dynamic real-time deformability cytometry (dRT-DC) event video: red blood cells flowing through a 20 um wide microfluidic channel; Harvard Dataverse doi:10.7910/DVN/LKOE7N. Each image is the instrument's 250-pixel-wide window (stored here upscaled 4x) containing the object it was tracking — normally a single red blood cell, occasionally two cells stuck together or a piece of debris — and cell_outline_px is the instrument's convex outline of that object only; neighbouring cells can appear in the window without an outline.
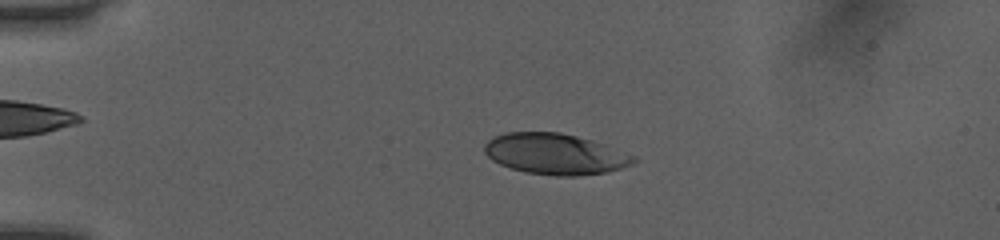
{"species": "human", "species_latin": "Homo sapiens", "temperature_condition": "room temperature", "stored_images_in_passage": 51, "camera_frame_rate_fps": 3000, "um_per_image_px": 0.085, "donor": {"sex": "female"}, "frame": {"image": 1, "passage_image": 12, "time_ms": 3.667, "image_size_px": [1000, 240], "cell_outline_px": [[640, 160], [632, 164], [620, 168], [604, 172], [576, 176], [556, 176], [528, 172], [512, 168], [500, 164], [492, 160], [484, 152], [484, 144], [492, 136], [504, 132], [560, 132], [592, 140], [604, 144], [636, 156]], "centroid_in_image_um": [47.18, 13.07], "position_along_channel_um": 37.8, "area_um2": 35.55}}
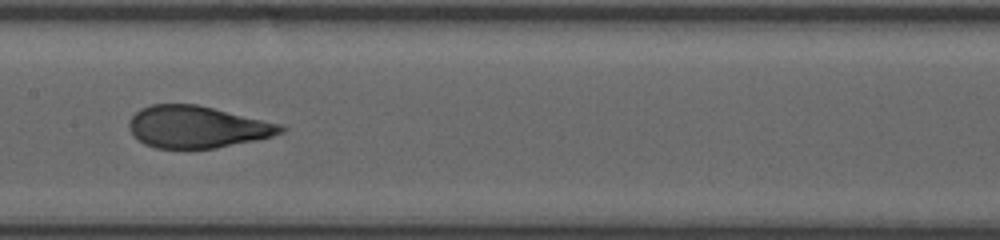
{"frame": {"image": 2, "passage_image": 27, "time_ms": 8.667, "image_size_px": [1000, 240], "cell_outline_px": [[288, 128], [284, 132], [272, 136], [256, 140], [216, 148], [156, 148], [144, 144], [128, 128], [128, 120], [140, 108], [152, 104], [196, 104], [284, 124]], "centroid_in_image_um": [16.79, 10.78], "position_along_channel_um": 190.6, "area_um2": 37.22}}
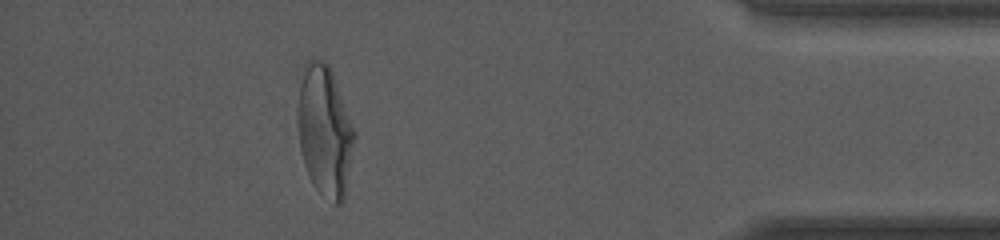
{"frame": {"image": 3, "passage_image": 46, "time_ms": 15.0, "image_size_px": [1000, 240], "cell_outline_px": [[356, 136], [344, 200], [340, 204], [332, 204], [312, 184], [308, 176], [304, 164], [300, 148], [296, 116], [296, 108], [300, 84], [304, 64], [308, 60], [324, 60], [328, 64], [332, 72], [356, 128]], "centroid_in_image_um": [27.61, 11.13], "position_along_channel_um": 407.6, "area_um2": 43.93}, "authors_computed_cell_mechanics": {"area_um2": 37.859, "velocity_mm_per_s": 4.0689, "shape_relaxation_time_tau1_ms": 5.969, "shape_relaxation_time_tau2_ms": 0.7447, "deformation_change_tau1": 0.2373, "deformation_change_tau2": 0.0618}}